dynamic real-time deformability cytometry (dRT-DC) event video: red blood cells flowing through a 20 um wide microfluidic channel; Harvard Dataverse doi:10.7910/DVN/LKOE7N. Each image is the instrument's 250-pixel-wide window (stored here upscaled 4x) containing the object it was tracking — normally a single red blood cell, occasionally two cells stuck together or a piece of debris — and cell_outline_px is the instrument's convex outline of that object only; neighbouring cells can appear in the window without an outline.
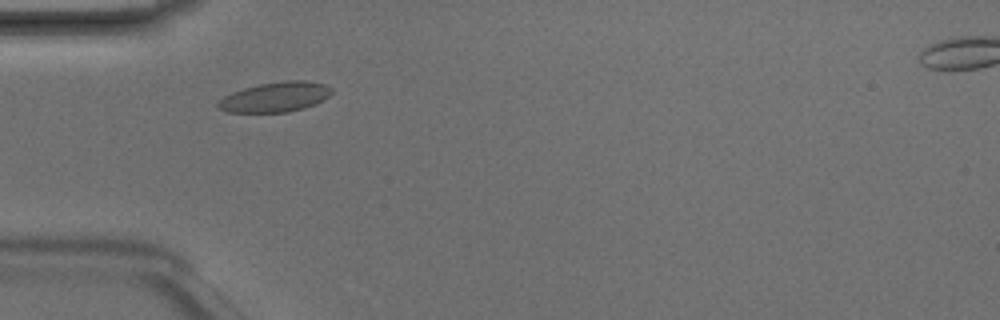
{"species": "Egyptian fruit bat (a non-hibernating species)", "species_latin": "Rousettus aegyptiacus", "temperature_condition": "room temperature", "stored_images_in_passage": 5, "camera_frame_rate_fps": 3000, "um_per_image_px": 0.085, "animal": {"sex": "male"}, "frame": {"image": 1, "passage_image": 3, "time_ms": 0.667, "image_size_px": [1000, 320], "cell_outline_px": [[332, 92], [328, 96], [304, 108], [288, 112], [228, 112], [216, 108], [216, 104], [224, 96], [232, 92], [244, 88], [260, 84], [284, 80], [304, 80], [324, 84], [332, 88]], "centroid_in_image_um": [23.36, 8.24], "position_along_channel_um": 61.6, "area_um2": 19.65}}